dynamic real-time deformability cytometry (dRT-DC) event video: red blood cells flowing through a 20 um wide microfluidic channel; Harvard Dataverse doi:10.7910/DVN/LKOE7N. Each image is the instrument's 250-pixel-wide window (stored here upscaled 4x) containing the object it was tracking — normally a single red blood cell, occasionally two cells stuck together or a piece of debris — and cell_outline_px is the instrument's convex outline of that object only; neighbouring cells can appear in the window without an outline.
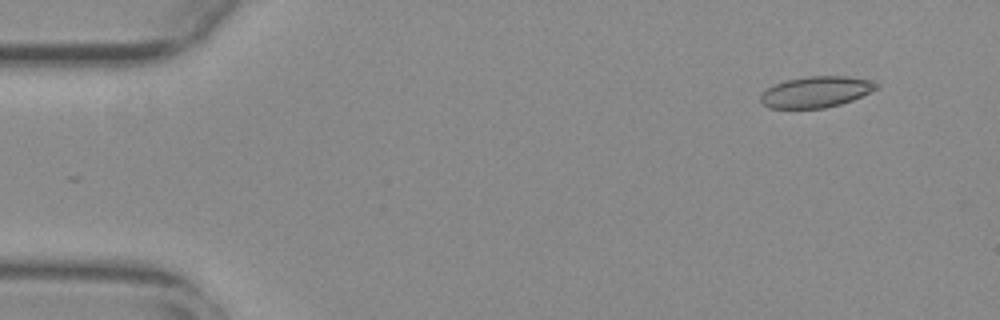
{"species": "common noctule bat (a hibernating species)", "species_latin": "Nyctalus noctula", "temperature_condition": "warm", "stored_images_in_passage": 55, "camera_frame_rate_fps": 3000, "um_per_image_px": 0.085, "animal": {"sex": "female", "body_mass_g": 29.2, "forearm_length_mm": 56.3}, "frame": {"image": 1, "passage_image": 5, "time_ms": 1.333, "image_size_px": [1000, 320], "cell_outline_px": [[880, 88], [852, 100], [840, 104], [824, 108], [768, 108], [760, 100], [760, 96], [768, 88], [784, 80], [808, 76], [848, 76], [868, 80], [880, 84]], "centroid_in_image_um": [69.39, 7.81], "position_along_channel_um": 15.6, "area_um2": 20.92}}
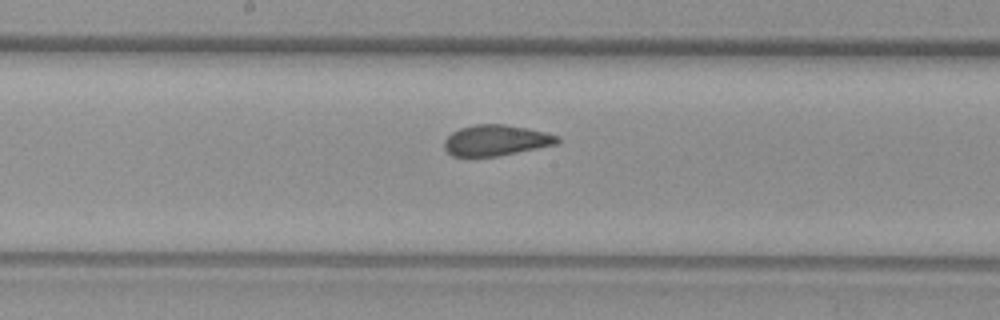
{"frame": {"image": 2, "passage_image": 29, "time_ms": 9.333, "image_size_px": [1000, 320], "cell_outline_px": [[560, 140], [556, 144], [496, 156], [452, 156], [444, 148], [444, 140], [452, 132], [460, 128], [476, 124], [504, 124], [528, 128], [560, 136]], "centroid_in_image_um": [42.14, 11.91], "position_along_channel_um": 206.1, "area_um2": 20.11}}
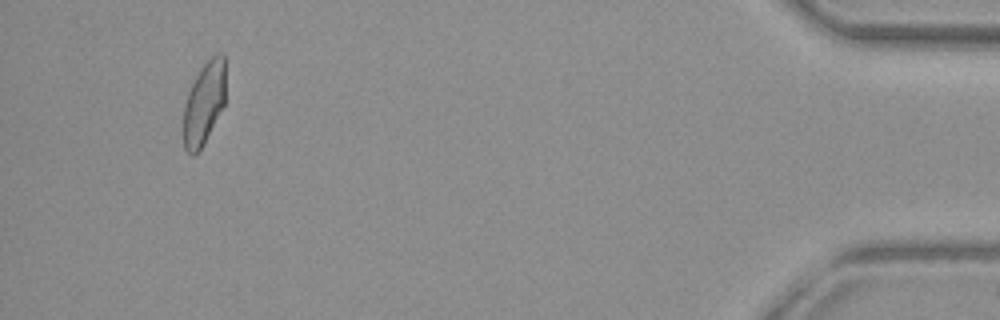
{"frame": {"image": 3, "passage_image": 52, "time_ms": 17.0, "image_size_px": [1000, 320], "cell_outline_px": [[224, 104], [204, 144], [192, 156], [184, 148], [184, 108], [188, 92], [200, 68], [212, 56], [220, 52], [224, 56]], "centroid_in_image_um": [17.33, 8.77], "position_along_channel_um": 417.9, "area_um2": 19.83}, "authors_computed_cell_mechanics": {"area_um2": 21.0392, "velocity_mm_per_s": 3.7706, "shape_relaxation_time_tau1_ms": null, "shape_relaxation_time_tau2_ms": 0.8483, "deformation_change_tau1": null, "deformation_change_tau2": 0.0615}}